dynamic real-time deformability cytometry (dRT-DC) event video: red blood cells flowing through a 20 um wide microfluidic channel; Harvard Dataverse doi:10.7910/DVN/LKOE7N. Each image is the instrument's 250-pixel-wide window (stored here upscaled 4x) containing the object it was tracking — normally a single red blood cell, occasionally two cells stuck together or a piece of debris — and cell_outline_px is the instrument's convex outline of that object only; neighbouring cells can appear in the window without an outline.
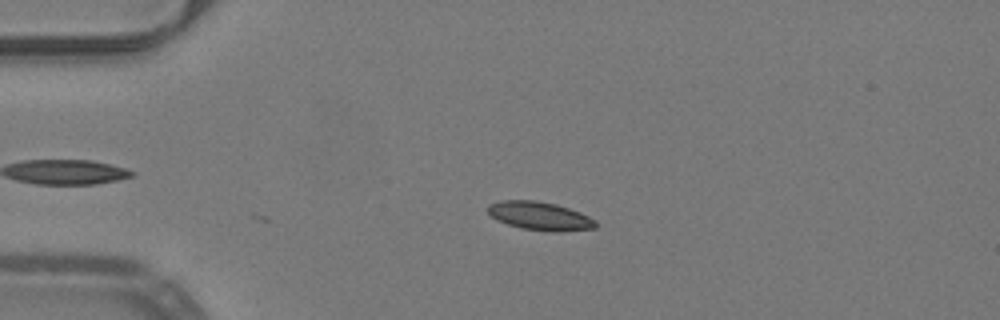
{"species": "common noctule bat (a hibernating species)", "species_latin": "Nyctalus noctula", "temperature_condition": "warm", "stored_images_in_passage": 32, "camera_frame_rate_fps": 3000, "um_per_image_px": 0.085, "animal": {"sex": "male", "body_mass_g": 19.2, "forearm_length_mm": 51.8}, "frame": {"image": 1, "passage_image": 1, "time_ms": 0.0, "image_size_px": [1000, 320], "cell_outline_px": [[596, 228], [560, 232], [552, 232], [520, 228], [496, 220], [488, 212], [488, 204], [500, 200], [536, 200], [556, 204], [580, 212], [596, 220]], "centroid_in_image_um": [45.89, 18.36], "position_along_channel_um": 39.1, "area_um2": 17.98}}
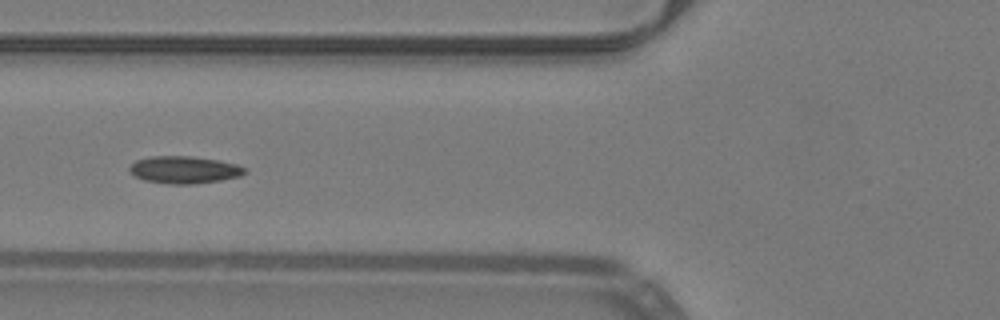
{"frame": {"image": 2, "passage_image": 9, "time_ms": 2.667, "image_size_px": [1000, 320], "cell_outline_px": [[248, 172], [240, 176], [220, 180], [196, 184], [168, 184], [144, 180], [136, 176], [128, 168], [136, 160], [152, 156], [192, 156], [216, 160], [236, 164], [244, 168]], "centroid_in_image_um": [15.67, 14.43], "position_along_channel_um": 110.1, "area_um2": 18.21}}
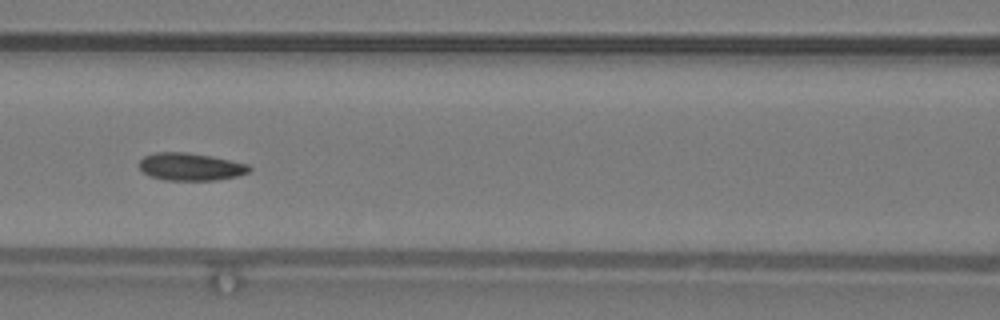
{"frame": {"image": 3, "passage_image": 12, "time_ms": 3.667, "image_size_px": [1000, 320], "cell_outline_px": [[252, 168], [248, 172], [236, 176], [216, 180], [164, 180], [152, 176], [144, 172], [140, 168], [140, 160], [144, 156], [156, 152], [188, 152], [212, 156], [248, 164]], "centroid_in_image_um": [16.2, 14.16], "position_along_channel_um": 150.4, "area_um2": 17.57}, "authors_computed_cell_mechanics": {"area_um2": 17.6001, "velocity_mm_per_s": 3.9876, "shape_relaxation_time_tau1_ms": 2.0882, "shape_relaxation_time_tau2_ms": 1.6532, "deformation_change_tau1": 0.074, "deformation_change_tau2": 0.0678}}